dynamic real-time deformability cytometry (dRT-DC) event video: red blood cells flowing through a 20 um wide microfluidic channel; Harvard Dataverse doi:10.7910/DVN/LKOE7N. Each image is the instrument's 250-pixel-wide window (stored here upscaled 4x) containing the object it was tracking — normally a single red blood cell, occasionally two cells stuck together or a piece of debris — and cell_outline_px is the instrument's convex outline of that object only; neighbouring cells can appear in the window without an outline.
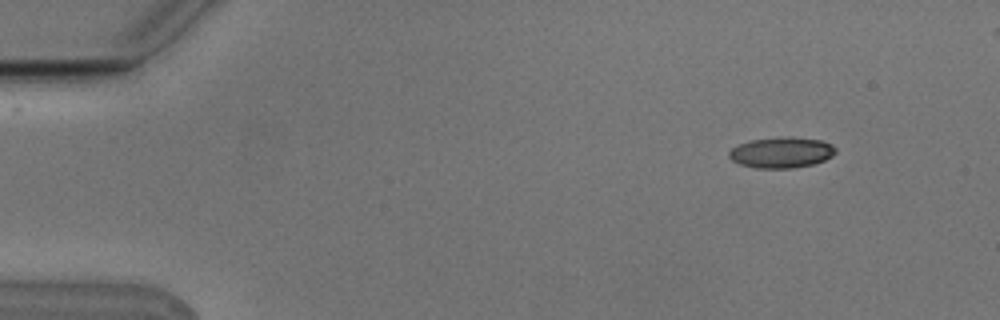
{"species": "Egyptian fruit bat (a non-hibernating species)", "species_latin": "Rousettus aegyptiacus", "temperature_condition": "cold", "stored_images_in_passage": 4, "camera_frame_rate_fps": 3000, "um_per_image_px": 0.085, "animal": {"sex": "male"}, "frame": {"image": 1, "passage_image": 1, "time_ms": 0.0, "image_size_px": [1000, 320], "cell_outline_px": [[836, 152], [832, 156], [824, 160], [812, 164], [792, 168], [756, 168], [740, 164], [732, 160], [728, 156], [728, 152], [736, 144], [748, 140], [788, 136], [792, 136], [820, 140], [832, 144], [836, 148]], "centroid_in_image_um": [66.4, 12.95], "position_along_channel_um": 18.6, "area_um2": 19.31}}
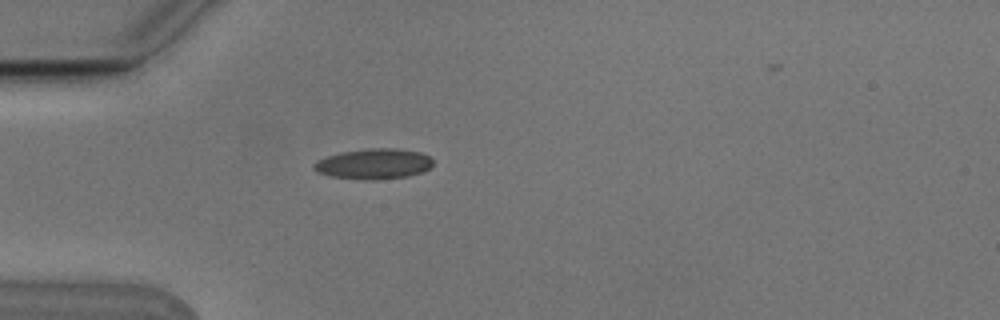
{"frame": {"image": 2, "passage_image": 4, "time_ms": 1.0, "image_size_px": [1000, 320], "cell_outline_px": [[432, 164], [424, 172], [408, 176], [376, 180], [364, 180], [328, 176], [316, 172], [312, 168], [312, 164], [328, 156], [340, 152], [372, 148], [396, 148], [420, 152], [428, 156], [432, 160]], "centroid_in_image_um": [31.75, 13.94], "position_along_channel_um": 53.3, "area_um2": 21.21}}